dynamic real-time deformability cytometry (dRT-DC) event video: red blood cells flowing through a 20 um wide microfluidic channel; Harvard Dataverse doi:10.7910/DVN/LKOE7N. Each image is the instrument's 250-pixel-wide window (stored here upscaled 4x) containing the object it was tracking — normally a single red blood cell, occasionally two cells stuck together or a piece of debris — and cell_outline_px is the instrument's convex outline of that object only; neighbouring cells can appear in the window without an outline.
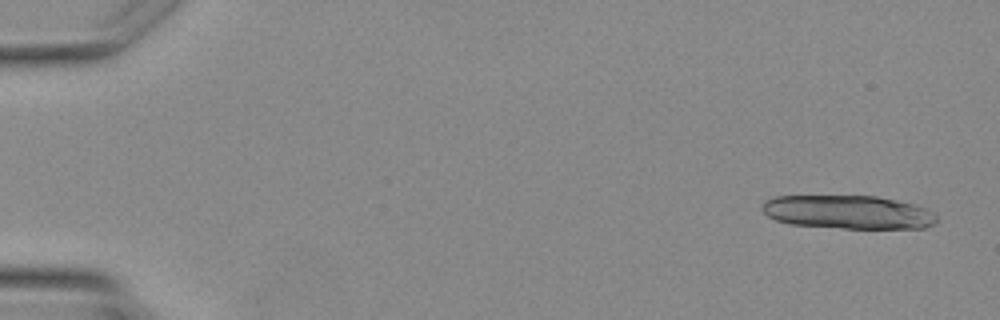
{"species": "Egyptian fruit bat (a non-hibernating species)", "species_latin": "Rousettus aegyptiacus", "temperature_condition": "warm", "stored_images_in_passage": 3, "camera_frame_rate_fps": 3000, "um_per_image_px": 0.085, "animal": {"sex": "female"}, "frame": {"image": 1, "passage_image": 1, "time_ms": 0.0, "image_size_px": [1000, 320], "cell_outline_px": [[936, 224], [924, 228], [844, 228], [792, 224], [776, 220], [768, 216], [760, 208], [764, 200], [776, 196], [876, 196], [916, 204], [932, 212], [936, 216]], "centroid_in_image_um": [72.08, 18.02], "position_along_channel_um": 12.9, "area_um2": 34.1}}